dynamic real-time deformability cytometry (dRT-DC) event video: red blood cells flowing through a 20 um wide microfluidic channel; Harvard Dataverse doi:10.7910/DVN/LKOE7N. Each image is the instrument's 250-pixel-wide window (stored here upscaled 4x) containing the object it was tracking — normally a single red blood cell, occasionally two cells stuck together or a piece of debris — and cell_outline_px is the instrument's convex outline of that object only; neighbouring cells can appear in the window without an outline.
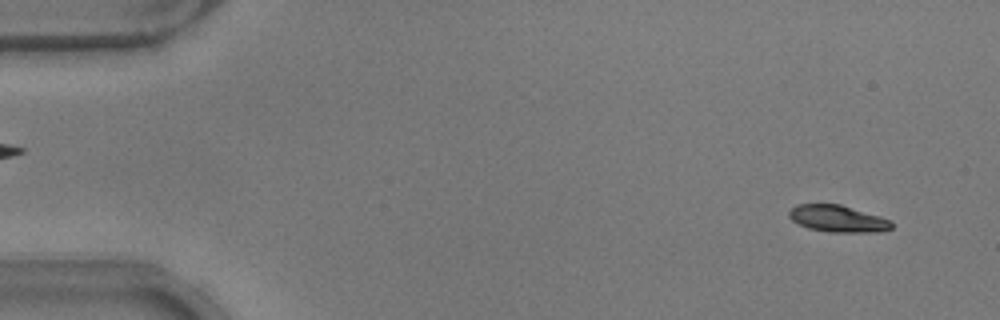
{"species": "common noctule bat (a hibernating species)", "species_latin": "Nyctalus noctula", "temperature_condition": "warm", "stored_images_in_passage": 52, "camera_frame_rate_fps": 3000, "um_per_image_px": 0.085, "animal": {"sex": "male", "body_mass_g": 17.9}, "frame": {"image": 1, "passage_image": 3, "time_ms": 0.667, "image_size_px": [1000, 320], "cell_outline_px": [[892, 228], [880, 232], [828, 232], [808, 228], [792, 220], [788, 216], [788, 212], [796, 204], [840, 204], [880, 216], [892, 220]], "centroid_in_image_um": [71.22, 18.59], "position_along_channel_um": 13.8, "area_um2": 16.07}}
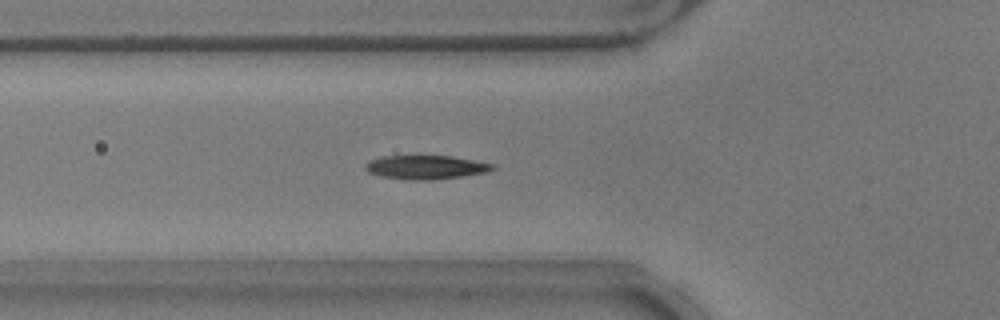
{"frame": {"image": 2, "passage_image": 18, "time_ms": 5.667, "image_size_px": [1000, 320], "cell_outline_px": [[496, 168], [488, 172], [460, 176], [428, 180], [408, 180], [380, 176], [368, 172], [364, 168], [364, 164], [372, 160], [384, 156], [452, 156], [496, 164]], "centroid_in_image_um": [36.21, 14.21], "position_along_channel_um": 89.6, "area_um2": 17.63}}
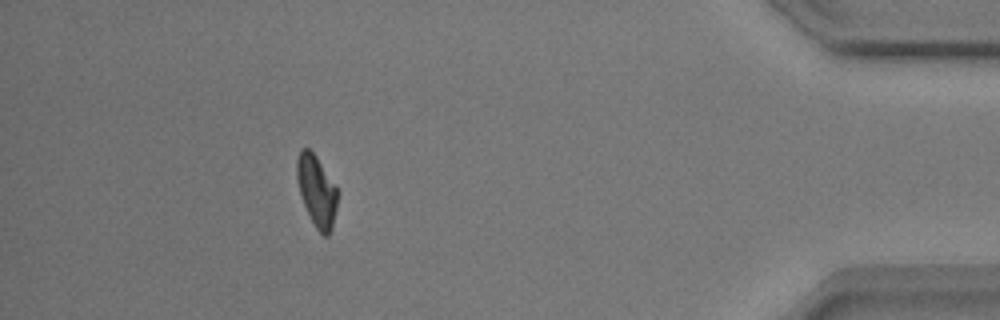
{"frame": {"image": 3, "passage_image": 47, "time_ms": 15.333, "image_size_px": [1000, 320], "cell_outline_px": [[340, 192], [332, 228], [328, 236], [324, 236], [316, 228], [304, 204], [296, 180], [296, 160], [300, 148], [308, 148], [316, 156], [336, 184]], "centroid_in_image_um": [26.94, 16.2], "position_along_channel_um": 408.3, "area_um2": 17.11}, "authors_computed_cell_mechanics": {"area_um2": 17.4556, "velocity_mm_per_s": 3.8215, "shape_relaxation_time_tau1_ms": 2.8465, "shape_relaxation_time_tau2_ms": 1.8228, "deformation_change_tau1": 0.1653, "deformation_change_tau2": 0.0781}}